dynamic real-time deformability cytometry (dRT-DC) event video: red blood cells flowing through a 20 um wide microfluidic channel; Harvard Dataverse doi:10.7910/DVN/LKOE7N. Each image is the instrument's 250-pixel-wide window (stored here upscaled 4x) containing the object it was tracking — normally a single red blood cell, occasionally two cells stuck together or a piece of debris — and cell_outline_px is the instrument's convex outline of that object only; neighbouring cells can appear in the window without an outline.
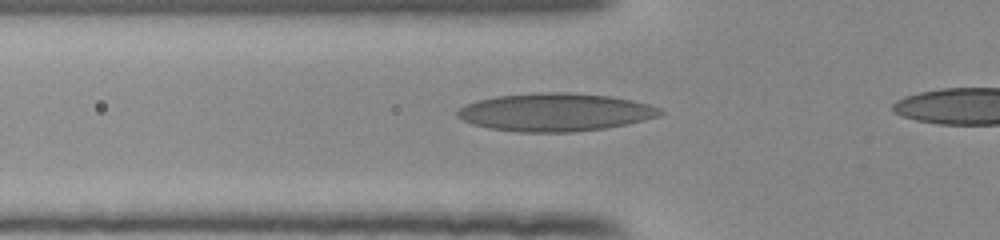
{"species": "human", "species_latin": "Homo sapiens", "temperature_condition": "room temperature", "stored_images_in_passage": 36, "camera_frame_rate_fps": 3000, "um_per_image_px": 0.085, "donor": {"sex": "female"}, "frame": {"image": 1, "passage_image": 11, "time_ms": 3.333, "image_size_px": [1000, 240], "cell_outline_px": [[664, 112], [660, 116], [628, 124], [604, 128], [572, 132], [520, 132], [488, 128], [472, 124], [456, 116], [456, 112], [464, 104], [476, 100], [496, 96], [540, 92], [568, 92], [612, 96], [632, 100], [648, 104], [660, 108]], "centroid_in_image_um": [47.19, 9.53], "position_along_channel_um": 78.6, "area_um2": 45.08}}
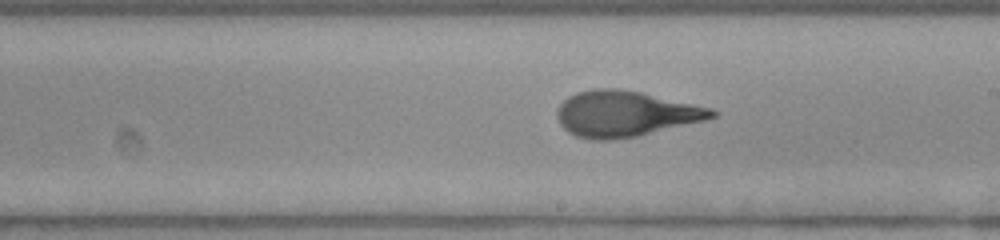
{"frame": {"image": 2, "passage_image": 23, "time_ms": 7.333, "image_size_px": [1000, 240], "cell_outline_px": [[720, 112], [716, 116], [708, 120], [636, 136], [612, 140], [592, 140], [576, 136], [568, 132], [560, 124], [556, 116], [556, 112], [560, 104], [568, 96], [576, 92], [592, 88], [616, 88], [640, 92], [712, 108]], "centroid_in_image_um": [53.14, 9.67], "position_along_channel_um": 235.9, "area_um2": 41.44}}
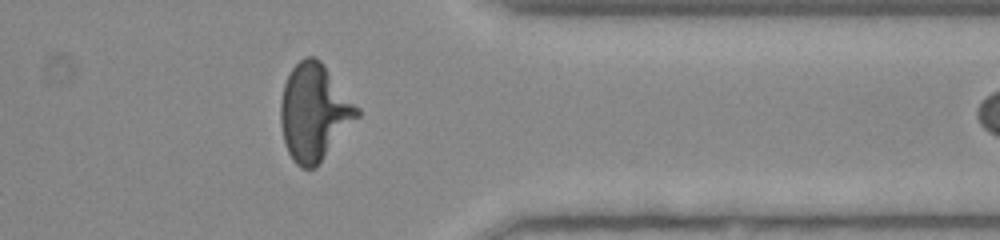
{"frame": {"image": 3, "passage_image": 35, "time_ms": 11.333, "image_size_px": [1000, 240], "cell_outline_px": [[360, 116], [316, 168], [300, 168], [292, 160], [284, 144], [280, 124], [280, 100], [284, 84], [292, 68], [304, 56], [316, 56], [320, 60], [360, 108]], "centroid_in_image_um": [26.7, 9.56], "position_along_channel_um": 384.7, "area_um2": 43.47}}